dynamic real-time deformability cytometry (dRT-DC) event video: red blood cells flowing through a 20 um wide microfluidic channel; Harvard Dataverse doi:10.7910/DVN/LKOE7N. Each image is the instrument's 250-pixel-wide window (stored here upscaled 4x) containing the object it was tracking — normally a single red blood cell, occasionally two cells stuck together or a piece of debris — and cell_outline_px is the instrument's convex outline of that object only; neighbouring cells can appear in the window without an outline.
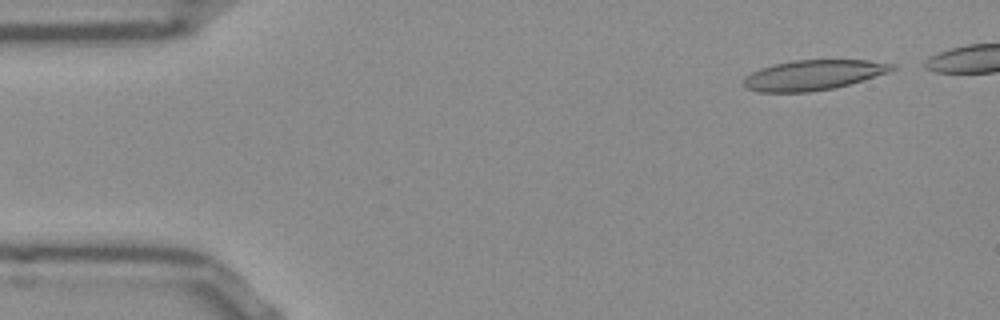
{"species": "Egyptian fruit bat (a non-hibernating species)", "species_latin": "Rousettus aegyptiacus", "temperature_condition": "room temperature", "stored_images_in_passage": 44, "camera_frame_rate_fps": 3000, "um_per_image_px": 0.085, "frame": {"image": 1, "passage_image": 3, "time_ms": 0.667, "image_size_px": [1000, 320], "cell_outline_px": [[896, 68], [888, 72], [864, 80], [836, 88], [812, 92], [756, 92], [744, 88], [744, 76], [760, 68], [772, 64], [792, 60], [868, 60], [896, 64]], "centroid_in_image_um": [69.11, 6.38], "position_along_channel_um": 15.9, "area_um2": 26.36}}
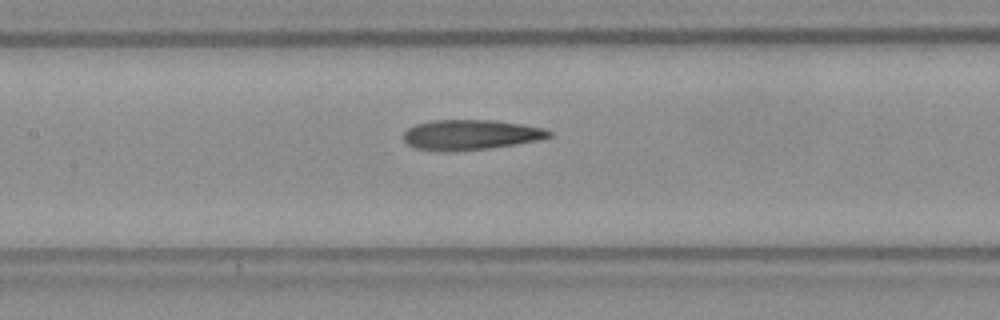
{"frame": {"image": 2, "passage_image": 22, "time_ms": 7.0, "image_size_px": [1000, 320], "cell_outline_px": [[552, 136], [540, 140], [516, 144], [488, 148], [440, 152], [416, 148], [408, 144], [404, 140], [404, 132], [408, 128], [416, 124], [432, 120], [496, 120], [544, 128], [552, 132]], "centroid_in_image_um": [40.0, 11.45], "position_along_channel_um": 167.4, "area_um2": 25.55}}
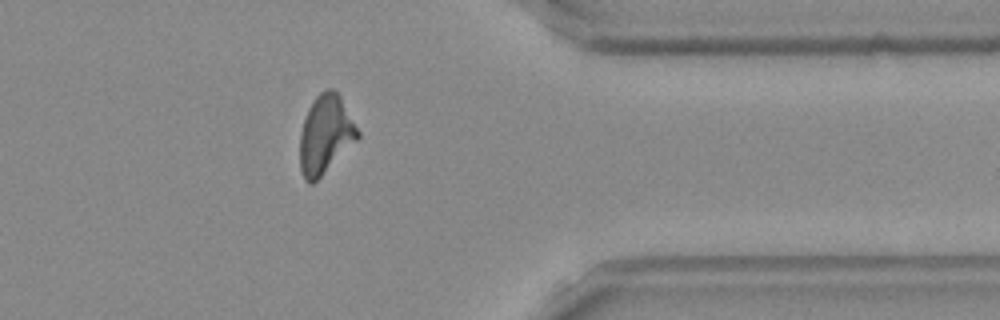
{"frame": {"image": 3, "passage_image": 40, "time_ms": 13.0, "image_size_px": [1000, 320], "cell_outline_px": [[360, 136], [312, 184], [308, 184], [304, 180], [300, 168], [300, 132], [308, 108], [316, 96], [324, 88], [332, 88], [340, 96], [360, 132]], "centroid_in_image_um": [27.64, 11.41], "position_along_channel_um": 383.8, "area_um2": 26.07}, "authors_computed_cell_mechanics": {"area_um2": 26.0389, "velocity_mm_per_s": 3.8781, "shape_relaxation_time_tau1_ms": null, "shape_relaxation_time_tau2_ms": 3.8993, "deformation_change_tau1": null, "deformation_change_tau2": 0.1528}}